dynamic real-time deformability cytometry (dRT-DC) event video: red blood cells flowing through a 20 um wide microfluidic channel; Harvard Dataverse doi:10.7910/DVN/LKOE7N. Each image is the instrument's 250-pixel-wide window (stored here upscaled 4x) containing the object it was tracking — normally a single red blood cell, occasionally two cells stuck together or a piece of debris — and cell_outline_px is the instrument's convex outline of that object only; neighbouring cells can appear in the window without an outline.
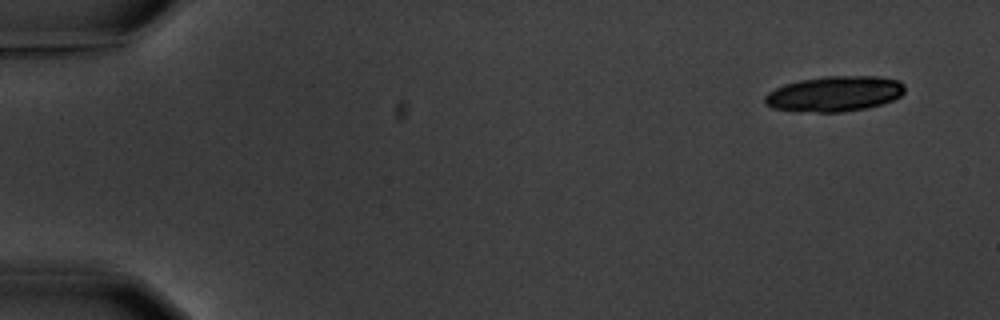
{"species": "common noctule bat (a hibernating species)", "species_latin": "Nyctalus noctula", "temperature_condition": "warm", "stored_images_in_passage": 11, "camera_frame_rate_fps": 3000, "um_per_image_px": 0.085, "animal": {"sex": "male", "body_mass_g": 20.1, "forearm_length_mm": 53.5}, "frame": {"image": 1, "passage_image": 1, "time_ms": 0.0, "image_size_px": [1000, 320], "cell_outline_px": [[904, 92], [900, 96], [892, 100], [868, 108], [840, 112], [792, 112], [772, 108], [764, 104], [764, 96], [768, 92], [784, 84], [800, 80], [824, 76], [876, 76], [900, 80], [904, 84]], "centroid_in_image_um": [70.89, 7.98], "position_along_channel_um": 14.1, "area_um2": 29.19}}
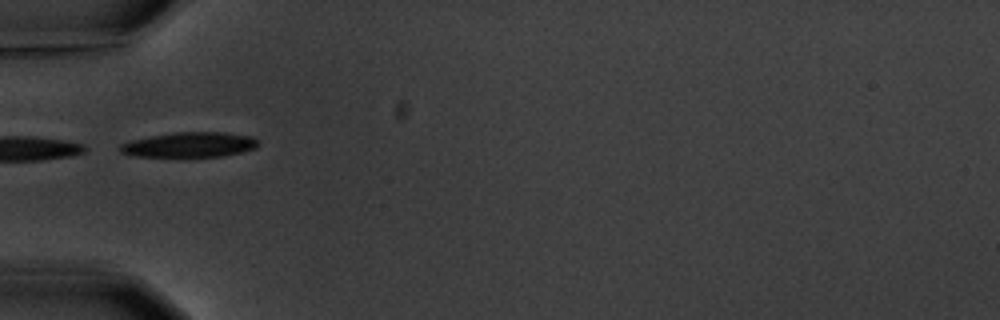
{"frame": {"image": 2, "passage_image": 5, "time_ms": 5.333, "image_size_px": [1000, 320], "cell_outline_px": [[260, 144], [256, 148], [224, 156], [132, 156], [120, 152], [116, 148], [120, 144], [132, 140], [152, 136], [176, 132], [224, 132], [252, 136]], "centroid_in_image_um": [16.1, 12.3], "position_along_channel_um": 68.9, "area_um2": 20.06}}